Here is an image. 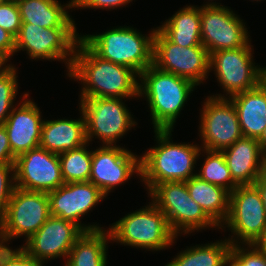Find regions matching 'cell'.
Instances as JSON below:
<instances>
[{
    "label": "cell",
    "instance_id": "cell-1",
    "mask_svg": "<svg viewBox=\"0 0 266 266\" xmlns=\"http://www.w3.org/2000/svg\"><path fill=\"white\" fill-rule=\"evenodd\" d=\"M68 78L81 83L79 98H138L140 75L98 56L79 40Z\"/></svg>",
    "mask_w": 266,
    "mask_h": 266
},
{
    "label": "cell",
    "instance_id": "cell-2",
    "mask_svg": "<svg viewBox=\"0 0 266 266\" xmlns=\"http://www.w3.org/2000/svg\"><path fill=\"white\" fill-rule=\"evenodd\" d=\"M173 130H154L153 147L140 154V182L147 193L157 184L185 182L196 176L201 146L194 142H173Z\"/></svg>",
    "mask_w": 266,
    "mask_h": 266
},
{
    "label": "cell",
    "instance_id": "cell-3",
    "mask_svg": "<svg viewBox=\"0 0 266 266\" xmlns=\"http://www.w3.org/2000/svg\"><path fill=\"white\" fill-rule=\"evenodd\" d=\"M197 85L153 64L140 74L139 98L145 99L154 130H173Z\"/></svg>",
    "mask_w": 266,
    "mask_h": 266
},
{
    "label": "cell",
    "instance_id": "cell-4",
    "mask_svg": "<svg viewBox=\"0 0 266 266\" xmlns=\"http://www.w3.org/2000/svg\"><path fill=\"white\" fill-rule=\"evenodd\" d=\"M133 26H117L102 33L81 34V39L102 59L127 66L139 75L153 64V39Z\"/></svg>",
    "mask_w": 266,
    "mask_h": 266
},
{
    "label": "cell",
    "instance_id": "cell-5",
    "mask_svg": "<svg viewBox=\"0 0 266 266\" xmlns=\"http://www.w3.org/2000/svg\"><path fill=\"white\" fill-rule=\"evenodd\" d=\"M109 225L111 243L145 251H163L177 243L165 214L151 201Z\"/></svg>",
    "mask_w": 266,
    "mask_h": 266
},
{
    "label": "cell",
    "instance_id": "cell-6",
    "mask_svg": "<svg viewBox=\"0 0 266 266\" xmlns=\"http://www.w3.org/2000/svg\"><path fill=\"white\" fill-rule=\"evenodd\" d=\"M152 201L166 216L176 236L219 227L205 214L189 195L186 182H164L155 185L148 193Z\"/></svg>",
    "mask_w": 266,
    "mask_h": 266
},
{
    "label": "cell",
    "instance_id": "cell-7",
    "mask_svg": "<svg viewBox=\"0 0 266 266\" xmlns=\"http://www.w3.org/2000/svg\"><path fill=\"white\" fill-rule=\"evenodd\" d=\"M128 99L134 98H79L89 143L94 138L102 142L100 145L116 146L127 132L135 130L138 123L125 104Z\"/></svg>",
    "mask_w": 266,
    "mask_h": 266
},
{
    "label": "cell",
    "instance_id": "cell-8",
    "mask_svg": "<svg viewBox=\"0 0 266 266\" xmlns=\"http://www.w3.org/2000/svg\"><path fill=\"white\" fill-rule=\"evenodd\" d=\"M231 232L232 245L263 244L266 241V210L254 185L237 186L229 197V212L219 230Z\"/></svg>",
    "mask_w": 266,
    "mask_h": 266
},
{
    "label": "cell",
    "instance_id": "cell-9",
    "mask_svg": "<svg viewBox=\"0 0 266 266\" xmlns=\"http://www.w3.org/2000/svg\"><path fill=\"white\" fill-rule=\"evenodd\" d=\"M81 33L76 28H43L36 24L22 23L15 37V52L26 51L31 61H59L66 66L68 75Z\"/></svg>",
    "mask_w": 266,
    "mask_h": 266
},
{
    "label": "cell",
    "instance_id": "cell-10",
    "mask_svg": "<svg viewBox=\"0 0 266 266\" xmlns=\"http://www.w3.org/2000/svg\"><path fill=\"white\" fill-rule=\"evenodd\" d=\"M47 193L15 187L6 213L0 219V245L24 237L26 242L50 217Z\"/></svg>",
    "mask_w": 266,
    "mask_h": 266
},
{
    "label": "cell",
    "instance_id": "cell-11",
    "mask_svg": "<svg viewBox=\"0 0 266 266\" xmlns=\"http://www.w3.org/2000/svg\"><path fill=\"white\" fill-rule=\"evenodd\" d=\"M251 44L250 40L243 47L210 54L209 72L214 71L218 86L224 94L209 96L229 98L234 94L253 89L261 83L262 65L255 63L254 47Z\"/></svg>",
    "mask_w": 266,
    "mask_h": 266
},
{
    "label": "cell",
    "instance_id": "cell-12",
    "mask_svg": "<svg viewBox=\"0 0 266 266\" xmlns=\"http://www.w3.org/2000/svg\"><path fill=\"white\" fill-rule=\"evenodd\" d=\"M210 54L204 46L173 43L158 27L153 39V65L199 86L209 78Z\"/></svg>",
    "mask_w": 266,
    "mask_h": 266
},
{
    "label": "cell",
    "instance_id": "cell-13",
    "mask_svg": "<svg viewBox=\"0 0 266 266\" xmlns=\"http://www.w3.org/2000/svg\"><path fill=\"white\" fill-rule=\"evenodd\" d=\"M200 109L201 148L222 151L243 137L237 111L229 98L207 96Z\"/></svg>",
    "mask_w": 266,
    "mask_h": 266
},
{
    "label": "cell",
    "instance_id": "cell-14",
    "mask_svg": "<svg viewBox=\"0 0 266 266\" xmlns=\"http://www.w3.org/2000/svg\"><path fill=\"white\" fill-rule=\"evenodd\" d=\"M200 17L201 41L209 54L237 49L251 40L246 22L231 7L200 6Z\"/></svg>",
    "mask_w": 266,
    "mask_h": 266
},
{
    "label": "cell",
    "instance_id": "cell-15",
    "mask_svg": "<svg viewBox=\"0 0 266 266\" xmlns=\"http://www.w3.org/2000/svg\"><path fill=\"white\" fill-rule=\"evenodd\" d=\"M140 178V155L117 144L99 145L92 150V164L89 182L98 187L107 197L109 193L134 175Z\"/></svg>",
    "mask_w": 266,
    "mask_h": 266
},
{
    "label": "cell",
    "instance_id": "cell-16",
    "mask_svg": "<svg viewBox=\"0 0 266 266\" xmlns=\"http://www.w3.org/2000/svg\"><path fill=\"white\" fill-rule=\"evenodd\" d=\"M47 194L51 216L72 221L84 232L105 229L97 222L84 224L80 221L107 197L92 182L64 183Z\"/></svg>",
    "mask_w": 266,
    "mask_h": 266
},
{
    "label": "cell",
    "instance_id": "cell-17",
    "mask_svg": "<svg viewBox=\"0 0 266 266\" xmlns=\"http://www.w3.org/2000/svg\"><path fill=\"white\" fill-rule=\"evenodd\" d=\"M15 186L27 190L49 193L64 184L57 153L40 146L15 158Z\"/></svg>",
    "mask_w": 266,
    "mask_h": 266
},
{
    "label": "cell",
    "instance_id": "cell-18",
    "mask_svg": "<svg viewBox=\"0 0 266 266\" xmlns=\"http://www.w3.org/2000/svg\"><path fill=\"white\" fill-rule=\"evenodd\" d=\"M83 230L74 222L50 216L41 228L20 247L33 259L48 263L67 256Z\"/></svg>",
    "mask_w": 266,
    "mask_h": 266
},
{
    "label": "cell",
    "instance_id": "cell-19",
    "mask_svg": "<svg viewBox=\"0 0 266 266\" xmlns=\"http://www.w3.org/2000/svg\"><path fill=\"white\" fill-rule=\"evenodd\" d=\"M28 92H23L20 101L13 107L3 124L8 133L9 144L15 157L39 147L43 116Z\"/></svg>",
    "mask_w": 266,
    "mask_h": 266
},
{
    "label": "cell",
    "instance_id": "cell-20",
    "mask_svg": "<svg viewBox=\"0 0 266 266\" xmlns=\"http://www.w3.org/2000/svg\"><path fill=\"white\" fill-rule=\"evenodd\" d=\"M222 153L238 186L253 185L266 172L262 149L255 138L242 137L222 150Z\"/></svg>",
    "mask_w": 266,
    "mask_h": 266
},
{
    "label": "cell",
    "instance_id": "cell-21",
    "mask_svg": "<svg viewBox=\"0 0 266 266\" xmlns=\"http://www.w3.org/2000/svg\"><path fill=\"white\" fill-rule=\"evenodd\" d=\"M79 113L81 116L76 119L64 117L46 120L44 118L39 146L59 154L64 151L75 150L88 143L85 119L80 109Z\"/></svg>",
    "mask_w": 266,
    "mask_h": 266
},
{
    "label": "cell",
    "instance_id": "cell-22",
    "mask_svg": "<svg viewBox=\"0 0 266 266\" xmlns=\"http://www.w3.org/2000/svg\"><path fill=\"white\" fill-rule=\"evenodd\" d=\"M237 111L243 137L259 139L266 130V88L253 89L229 97Z\"/></svg>",
    "mask_w": 266,
    "mask_h": 266
},
{
    "label": "cell",
    "instance_id": "cell-23",
    "mask_svg": "<svg viewBox=\"0 0 266 266\" xmlns=\"http://www.w3.org/2000/svg\"><path fill=\"white\" fill-rule=\"evenodd\" d=\"M22 23L43 28H77L72 15L74 0L62 4L58 0H16ZM71 15V16H70Z\"/></svg>",
    "mask_w": 266,
    "mask_h": 266
},
{
    "label": "cell",
    "instance_id": "cell-24",
    "mask_svg": "<svg viewBox=\"0 0 266 266\" xmlns=\"http://www.w3.org/2000/svg\"><path fill=\"white\" fill-rule=\"evenodd\" d=\"M109 230L83 232L75 241L63 266H107Z\"/></svg>",
    "mask_w": 266,
    "mask_h": 266
},
{
    "label": "cell",
    "instance_id": "cell-25",
    "mask_svg": "<svg viewBox=\"0 0 266 266\" xmlns=\"http://www.w3.org/2000/svg\"><path fill=\"white\" fill-rule=\"evenodd\" d=\"M158 28L175 44L183 47L203 46L200 6L187 5L166 19Z\"/></svg>",
    "mask_w": 266,
    "mask_h": 266
},
{
    "label": "cell",
    "instance_id": "cell-26",
    "mask_svg": "<svg viewBox=\"0 0 266 266\" xmlns=\"http://www.w3.org/2000/svg\"><path fill=\"white\" fill-rule=\"evenodd\" d=\"M191 198L220 228L228 216L230 193L219 186L199 179L197 176L185 181Z\"/></svg>",
    "mask_w": 266,
    "mask_h": 266
},
{
    "label": "cell",
    "instance_id": "cell-27",
    "mask_svg": "<svg viewBox=\"0 0 266 266\" xmlns=\"http://www.w3.org/2000/svg\"><path fill=\"white\" fill-rule=\"evenodd\" d=\"M232 244L225 239L181 250L164 266H225Z\"/></svg>",
    "mask_w": 266,
    "mask_h": 266
},
{
    "label": "cell",
    "instance_id": "cell-28",
    "mask_svg": "<svg viewBox=\"0 0 266 266\" xmlns=\"http://www.w3.org/2000/svg\"><path fill=\"white\" fill-rule=\"evenodd\" d=\"M200 157H204V162L200 165L202 167L196 170V176L199 179L222 187L229 193L238 186L233 181L222 151L201 148L198 159H200Z\"/></svg>",
    "mask_w": 266,
    "mask_h": 266
},
{
    "label": "cell",
    "instance_id": "cell-29",
    "mask_svg": "<svg viewBox=\"0 0 266 266\" xmlns=\"http://www.w3.org/2000/svg\"><path fill=\"white\" fill-rule=\"evenodd\" d=\"M90 143L58 154L64 183L88 182L91 174L92 149Z\"/></svg>",
    "mask_w": 266,
    "mask_h": 266
},
{
    "label": "cell",
    "instance_id": "cell-30",
    "mask_svg": "<svg viewBox=\"0 0 266 266\" xmlns=\"http://www.w3.org/2000/svg\"><path fill=\"white\" fill-rule=\"evenodd\" d=\"M18 67L13 65L4 75L0 77V125H3L12 112L18 92Z\"/></svg>",
    "mask_w": 266,
    "mask_h": 266
},
{
    "label": "cell",
    "instance_id": "cell-31",
    "mask_svg": "<svg viewBox=\"0 0 266 266\" xmlns=\"http://www.w3.org/2000/svg\"><path fill=\"white\" fill-rule=\"evenodd\" d=\"M230 255L241 266H266V247L263 244L232 245Z\"/></svg>",
    "mask_w": 266,
    "mask_h": 266
},
{
    "label": "cell",
    "instance_id": "cell-32",
    "mask_svg": "<svg viewBox=\"0 0 266 266\" xmlns=\"http://www.w3.org/2000/svg\"><path fill=\"white\" fill-rule=\"evenodd\" d=\"M46 262L31 258L19 245L0 246V266H45Z\"/></svg>",
    "mask_w": 266,
    "mask_h": 266
},
{
    "label": "cell",
    "instance_id": "cell-33",
    "mask_svg": "<svg viewBox=\"0 0 266 266\" xmlns=\"http://www.w3.org/2000/svg\"><path fill=\"white\" fill-rule=\"evenodd\" d=\"M22 25L20 10L16 0H7L0 4V27L14 37Z\"/></svg>",
    "mask_w": 266,
    "mask_h": 266
},
{
    "label": "cell",
    "instance_id": "cell-34",
    "mask_svg": "<svg viewBox=\"0 0 266 266\" xmlns=\"http://www.w3.org/2000/svg\"><path fill=\"white\" fill-rule=\"evenodd\" d=\"M15 187L14 164L0 165V219L6 213Z\"/></svg>",
    "mask_w": 266,
    "mask_h": 266
},
{
    "label": "cell",
    "instance_id": "cell-35",
    "mask_svg": "<svg viewBox=\"0 0 266 266\" xmlns=\"http://www.w3.org/2000/svg\"><path fill=\"white\" fill-rule=\"evenodd\" d=\"M133 0H74V10L78 9H102L106 11L116 10L131 3ZM112 9V10H111Z\"/></svg>",
    "mask_w": 266,
    "mask_h": 266
},
{
    "label": "cell",
    "instance_id": "cell-36",
    "mask_svg": "<svg viewBox=\"0 0 266 266\" xmlns=\"http://www.w3.org/2000/svg\"><path fill=\"white\" fill-rule=\"evenodd\" d=\"M15 158L12 154L6 128L4 125H0V165L14 164Z\"/></svg>",
    "mask_w": 266,
    "mask_h": 266
},
{
    "label": "cell",
    "instance_id": "cell-37",
    "mask_svg": "<svg viewBox=\"0 0 266 266\" xmlns=\"http://www.w3.org/2000/svg\"><path fill=\"white\" fill-rule=\"evenodd\" d=\"M0 52L7 55L10 59L15 52V37L0 27Z\"/></svg>",
    "mask_w": 266,
    "mask_h": 266
},
{
    "label": "cell",
    "instance_id": "cell-38",
    "mask_svg": "<svg viewBox=\"0 0 266 266\" xmlns=\"http://www.w3.org/2000/svg\"><path fill=\"white\" fill-rule=\"evenodd\" d=\"M260 193L261 199L266 210V172L263 173L253 184Z\"/></svg>",
    "mask_w": 266,
    "mask_h": 266
},
{
    "label": "cell",
    "instance_id": "cell-39",
    "mask_svg": "<svg viewBox=\"0 0 266 266\" xmlns=\"http://www.w3.org/2000/svg\"><path fill=\"white\" fill-rule=\"evenodd\" d=\"M10 61V58L4 53L0 52V77L4 75L14 64Z\"/></svg>",
    "mask_w": 266,
    "mask_h": 266
},
{
    "label": "cell",
    "instance_id": "cell-40",
    "mask_svg": "<svg viewBox=\"0 0 266 266\" xmlns=\"http://www.w3.org/2000/svg\"><path fill=\"white\" fill-rule=\"evenodd\" d=\"M258 142L262 149V156L266 164V130L262 133L261 137L258 139Z\"/></svg>",
    "mask_w": 266,
    "mask_h": 266
},
{
    "label": "cell",
    "instance_id": "cell-41",
    "mask_svg": "<svg viewBox=\"0 0 266 266\" xmlns=\"http://www.w3.org/2000/svg\"><path fill=\"white\" fill-rule=\"evenodd\" d=\"M225 266H241L231 255L228 256Z\"/></svg>",
    "mask_w": 266,
    "mask_h": 266
},
{
    "label": "cell",
    "instance_id": "cell-42",
    "mask_svg": "<svg viewBox=\"0 0 266 266\" xmlns=\"http://www.w3.org/2000/svg\"><path fill=\"white\" fill-rule=\"evenodd\" d=\"M261 84L266 88V66L261 68Z\"/></svg>",
    "mask_w": 266,
    "mask_h": 266
},
{
    "label": "cell",
    "instance_id": "cell-43",
    "mask_svg": "<svg viewBox=\"0 0 266 266\" xmlns=\"http://www.w3.org/2000/svg\"><path fill=\"white\" fill-rule=\"evenodd\" d=\"M201 6H222L220 2H217V0H208L205 2V4H202Z\"/></svg>",
    "mask_w": 266,
    "mask_h": 266
},
{
    "label": "cell",
    "instance_id": "cell-44",
    "mask_svg": "<svg viewBox=\"0 0 266 266\" xmlns=\"http://www.w3.org/2000/svg\"><path fill=\"white\" fill-rule=\"evenodd\" d=\"M249 1H251V2H254V1H256V2H261V1H265V0H249Z\"/></svg>",
    "mask_w": 266,
    "mask_h": 266
},
{
    "label": "cell",
    "instance_id": "cell-45",
    "mask_svg": "<svg viewBox=\"0 0 266 266\" xmlns=\"http://www.w3.org/2000/svg\"><path fill=\"white\" fill-rule=\"evenodd\" d=\"M5 1H7V0H0V4H1V3H4Z\"/></svg>",
    "mask_w": 266,
    "mask_h": 266
}]
</instances>
